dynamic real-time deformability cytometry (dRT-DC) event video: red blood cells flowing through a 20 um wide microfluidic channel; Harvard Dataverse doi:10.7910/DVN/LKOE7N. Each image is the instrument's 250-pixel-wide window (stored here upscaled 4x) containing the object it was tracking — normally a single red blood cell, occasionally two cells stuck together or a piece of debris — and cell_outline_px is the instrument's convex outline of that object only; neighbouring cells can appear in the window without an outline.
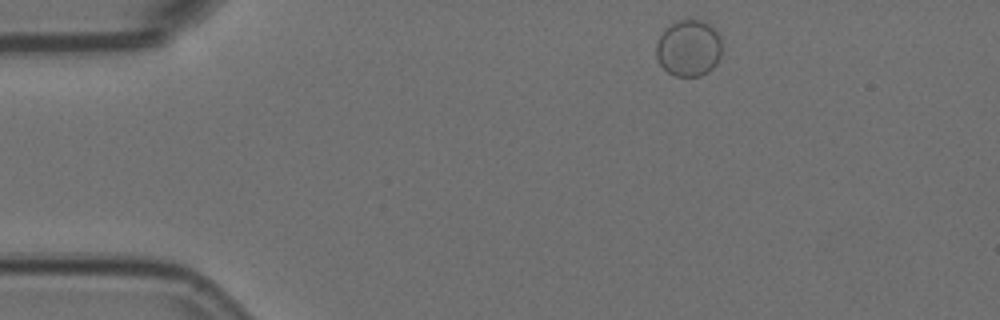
{"species": "Egyptian fruit bat (a non-hibernating species)", "species_latin": "Rousettus aegyptiacus", "temperature_condition": "room temperature", "stored_images_in_passage": 3, "camera_frame_rate_fps": 3000, "um_per_image_px": 0.085, "animal": {"sex": "female"}, "frame": {"image": 1, "passage_image": 1, "time_ms": 0.0, "image_size_px": [1000, 320], "cell_outline_px": [[720, 56], [716, 64], [708, 72], [700, 76], [676, 76], [668, 72], [660, 64], [656, 56], [656, 44], [660, 36], [676, 20], [688, 16], [692, 16], [712, 24], [720, 36]], "centroid_in_image_um": [58.55, 4.04], "position_along_channel_um": 26.4, "area_um2": 22.02}}